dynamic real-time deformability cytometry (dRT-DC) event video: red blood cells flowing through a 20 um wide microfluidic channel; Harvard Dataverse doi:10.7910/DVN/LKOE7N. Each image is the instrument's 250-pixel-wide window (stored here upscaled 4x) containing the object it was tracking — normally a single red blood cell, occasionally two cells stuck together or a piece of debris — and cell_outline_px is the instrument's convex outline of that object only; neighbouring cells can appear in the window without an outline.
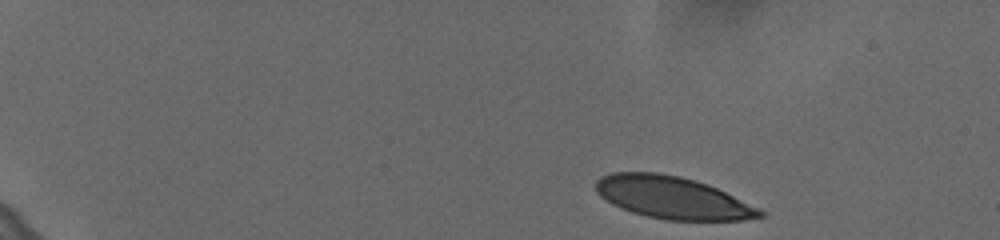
{"species": "human", "species_latin": "Homo sapiens", "temperature_condition": "cold", "stored_images_in_passage": 11, "camera_frame_rate_fps": 3000, "um_per_image_px": 0.085, "donor": {"sex": "female"}, "frame": {"image": 1, "passage_image": 1, "time_ms": 0.0, "image_size_px": [1000, 240], "cell_outline_px": [[764, 216], [744, 220], [668, 220], [648, 216], [632, 212], [612, 204], [600, 196], [596, 192], [596, 180], [600, 176], [612, 172], [656, 172], [680, 176], [716, 188], [760, 208], [764, 212]], "centroid_in_image_um": [57.14, 16.79], "position_along_channel_um": 27.9, "area_um2": 40.11}}
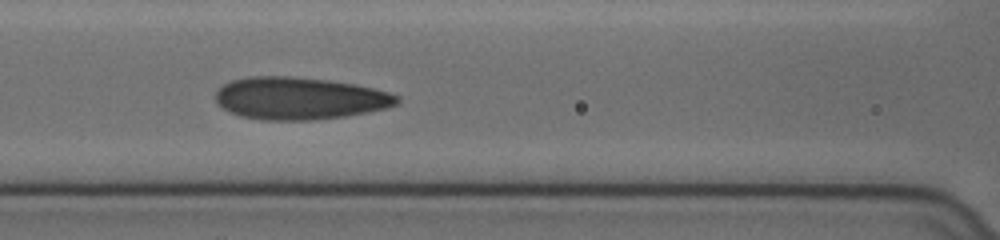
{"frame": {"image": 2, "passage_image": 10, "time_ms": 3.0, "image_size_px": [1000, 240], "cell_outline_px": [[400, 100], [396, 104], [384, 108], [368, 112], [344, 116], [312, 120], [260, 120], [240, 116], [228, 112], [216, 104], [216, 92], [224, 84], [232, 80], [248, 76], [288, 76], [328, 80], [352, 84], [372, 88], [388, 92], [400, 96]], "centroid_in_image_um": [25.41, 8.36], "position_along_channel_um": 141.2, "area_um2": 44.74}}
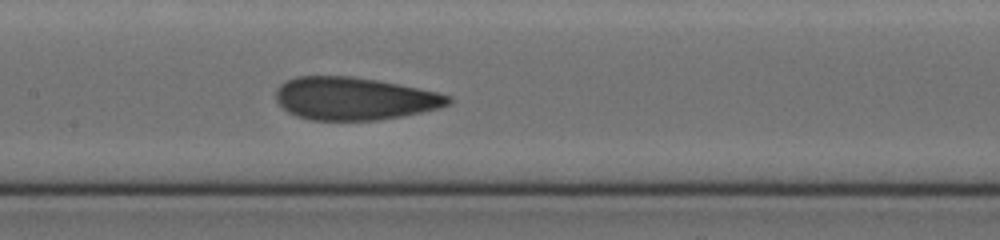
{"frame": {"image": 3, "passage_image": 11, "time_ms": 3.333, "image_size_px": [1000, 240], "cell_outline_px": [[452, 100], [448, 104], [440, 108], [400, 116], [376, 120], [312, 120], [296, 116], [288, 112], [276, 100], [276, 88], [280, 84], [296, 76], [352, 76], [376, 80], [436, 92], [452, 96]], "centroid_in_image_um": [30.08, 8.38], "position_along_channel_um": 177.3, "area_um2": 42.66}}